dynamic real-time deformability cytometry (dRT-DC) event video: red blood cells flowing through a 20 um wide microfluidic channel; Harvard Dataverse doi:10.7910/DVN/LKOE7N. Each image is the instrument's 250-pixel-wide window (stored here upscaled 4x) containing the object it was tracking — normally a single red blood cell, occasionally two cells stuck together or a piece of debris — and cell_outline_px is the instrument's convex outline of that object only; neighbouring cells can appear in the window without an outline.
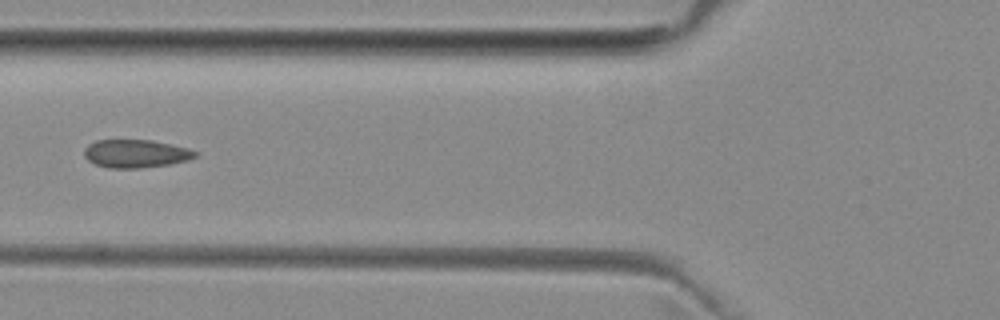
{"species": "common noctule bat (a hibernating species)", "species_latin": "Nyctalus noctula", "temperature_condition": "room temperature", "stored_images_in_passage": 6, "camera_frame_rate_fps": 3000, "um_per_image_px": 0.085, "animal": {"sex": "female", "body_mass_g": 29.2, "forearm_length_mm": 56.3}, "frame": {"image": 1, "passage_image": 5, "time_ms": 4.667, "image_size_px": [1000, 320], "cell_outline_px": [[200, 152], [196, 156], [188, 160], [168, 164], [140, 168], [108, 168], [96, 164], [88, 160], [84, 156], [84, 148], [88, 144], [96, 140], [152, 140], [188, 148]], "centroid_in_image_um": [11.53, 13.05], "position_along_channel_um": 114.3, "area_um2": 18.21}}
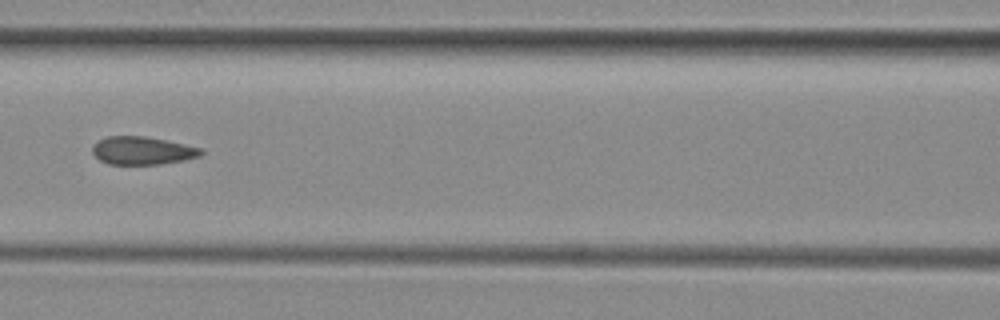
{"frame": {"image": 2, "passage_image": 6, "time_ms": 5.667, "image_size_px": [1000, 320], "cell_outline_px": [[204, 152], [200, 156], [184, 160], [160, 164], [108, 164], [100, 160], [92, 152], [92, 144], [108, 136], [144, 136], [204, 148]], "centroid_in_image_um": [12.11, 12.8], "position_along_channel_um": 154.5, "area_um2": 17.69}}